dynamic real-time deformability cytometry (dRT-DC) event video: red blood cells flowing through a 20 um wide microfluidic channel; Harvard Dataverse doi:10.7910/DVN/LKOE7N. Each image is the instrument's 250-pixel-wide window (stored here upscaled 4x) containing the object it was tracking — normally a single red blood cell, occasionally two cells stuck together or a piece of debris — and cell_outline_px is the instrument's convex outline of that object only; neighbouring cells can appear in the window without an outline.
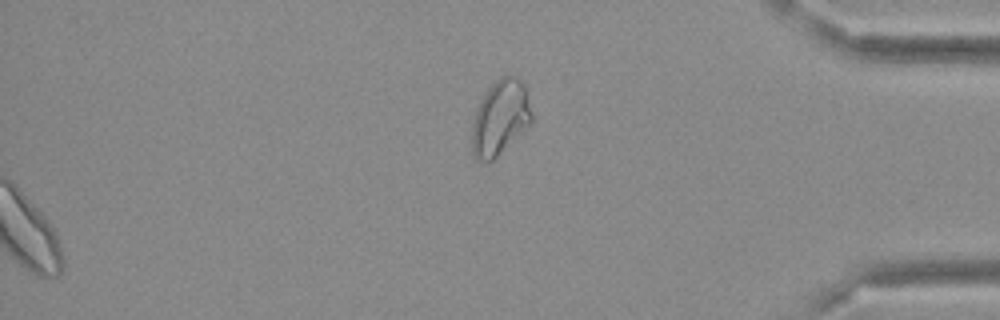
{"species": "Egyptian fruit bat (a non-hibernating species)", "species_latin": "Rousettus aegyptiacus", "temperature_condition": "cold", "stored_images_in_passage": 43, "segment_of_instrument_passage": [2, 2], "camera_frame_rate_fps": 3000, "um_per_image_px": 0.085, "frame": {"image": 1, "passage_image": 43, "time_ms": 14.0, "image_size_px": [1000, 320], "cell_outline_px": [[532, 124], [488, 164], [480, 160], [472, 152], [472, 124], [476, 112], [484, 92], [500, 76], [516, 76], [524, 84], [532, 112]], "centroid_in_image_um": [42.53, 10.01], "position_along_channel_um": 392.7, "area_um2": 26.07}}